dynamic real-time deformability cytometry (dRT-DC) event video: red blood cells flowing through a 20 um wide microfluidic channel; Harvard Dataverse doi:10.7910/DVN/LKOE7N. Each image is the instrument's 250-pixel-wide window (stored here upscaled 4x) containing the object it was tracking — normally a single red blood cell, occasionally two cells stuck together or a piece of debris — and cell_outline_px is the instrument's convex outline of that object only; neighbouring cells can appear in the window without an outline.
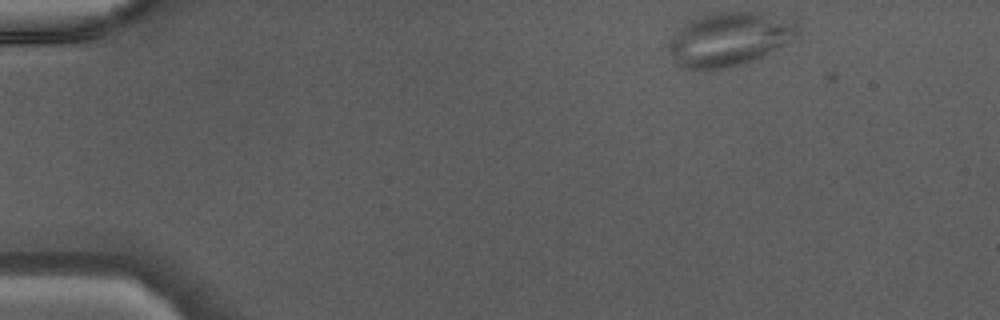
{"species": "Egyptian fruit bat (a non-hibernating species)", "species_latin": "Rousettus aegyptiacus", "temperature_condition": "warm", "stored_images_in_passage": 41, "camera_frame_rate_fps": 3000, "um_per_image_px": 0.085, "animal": {"sex": "male"}, "frame": {"image": 1, "passage_image": 1, "time_ms": 0.0, "image_size_px": [1000, 320], "cell_outline_px": [[800, 36], [752, 60], [740, 64], [720, 68], [684, 68], [676, 64], [672, 60], [668, 48], [668, 44], [684, 24], [688, 20], [696, 16], [712, 12], [760, 12], [800, 20]], "centroid_in_image_um": [62.05, 3.27], "position_along_channel_um": 23.0, "area_um2": 40.4}}
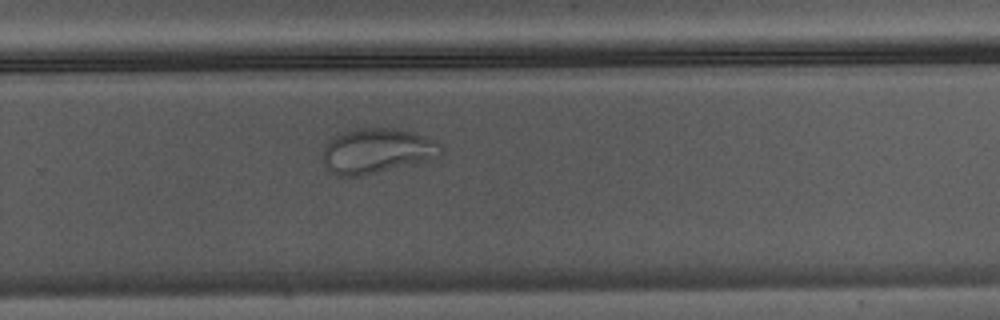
{"frame": {"image": 2, "passage_image": 26, "time_ms": 8.333, "image_size_px": [1000, 320], "cell_outline_px": [[444, 152], [440, 156], [428, 160], [412, 164], [360, 176], [336, 176], [324, 164], [324, 148], [328, 140], [344, 132], [356, 128], [392, 128], [416, 132], [436, 140], [444, 144]], "centroid_in_image_um": [32.11, 12.81], "position_along_channel_um": 297.7, "area_um2": 31.15}}
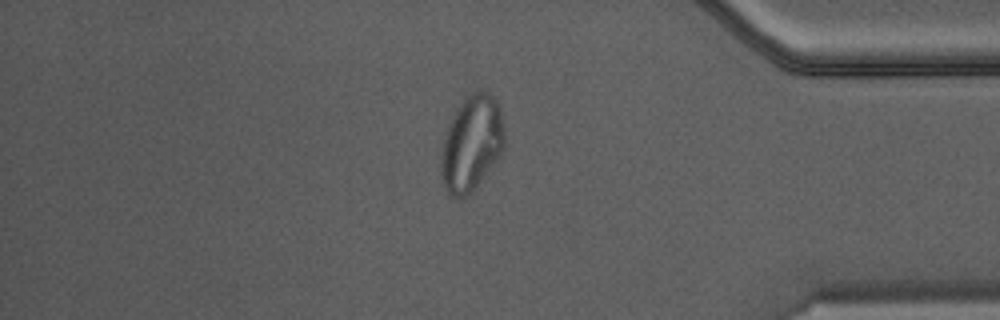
{"frame": {"image": 3, "passage_image": 34, "time_ms": 11.0, "image_size_px": [1000, 320], "cell_outline_px": [[504, 148], [476, 188], [464, 196], [456, 200], [448, 196], [444, 188], [440, 176], [440, 152], [444, 132], [456, 108], [464, 96], [480, 88], [488, 92], [496, 100], [500, 108], [504, 124]], "centroid_in_image_um": [40.04, 12.18], "position_along_channel_um": 395.2, "area_um2": 36.18}}